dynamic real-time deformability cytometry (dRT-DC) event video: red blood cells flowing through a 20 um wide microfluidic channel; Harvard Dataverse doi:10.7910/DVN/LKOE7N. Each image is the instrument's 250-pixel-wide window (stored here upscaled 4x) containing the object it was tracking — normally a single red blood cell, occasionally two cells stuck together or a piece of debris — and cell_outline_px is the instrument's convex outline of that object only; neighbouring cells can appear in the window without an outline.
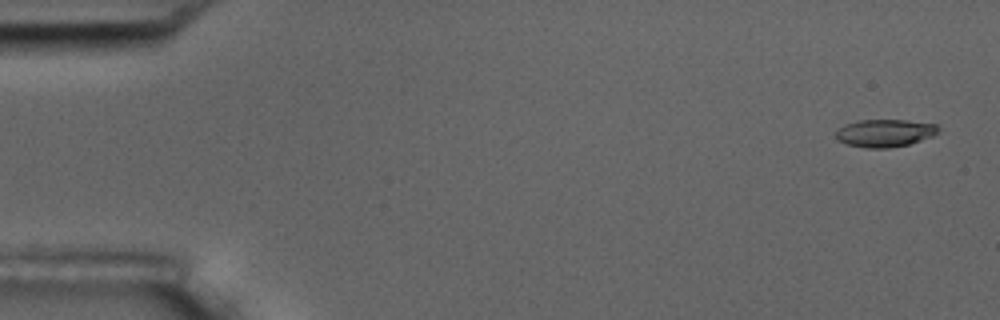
{"species": "common noctule bat (a hibernating species)", "species_latin": "Nyctalus noctula", "temperature_condition": "room temperature", "stored_images_in_passage": 7, "camera_frame_rate_fps": 3000, "um_per_image_px": 0.085, "animal": {"sex": "male", "body_mass_g": 17.5, "forearm_length_mm": 52.3}, "frame": {"image": 1, "passage_image": 1, "time_ms": 0.0, "image_size_px": [1000, 320], "cell_outline_px": [[940, 128], [932, 136], [908, 144], [888, 148], [868, 148], [844, 144], [836, 140], [836, 128], [844, 124], [856, 120], [904, 120], [936, 124]], "centroid_in_image_um": [75.13, 11.3], "position_along_channel_um": 9.9, "area_um2": 16.59}}
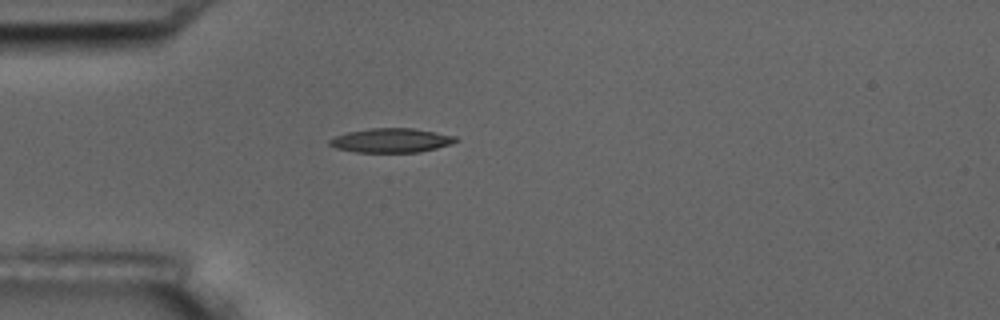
{"frame": {"image": 2, "passage_image": 5, "time_ms": 4.667, "image_size_px": [1000, 320], "cell_outline_px": [[460, 140], [452, 144], [420, 152], [356, 152], [336, 148], [328, 144], [328, 140], [336, 136], [348, 132], [372, 128], [412, 128], [436, 132], [456, 136]], "centroid_in_image_um": [33.28, 11.93], "position_along_channel_um": 51.7, "area_um2": 17.8}}